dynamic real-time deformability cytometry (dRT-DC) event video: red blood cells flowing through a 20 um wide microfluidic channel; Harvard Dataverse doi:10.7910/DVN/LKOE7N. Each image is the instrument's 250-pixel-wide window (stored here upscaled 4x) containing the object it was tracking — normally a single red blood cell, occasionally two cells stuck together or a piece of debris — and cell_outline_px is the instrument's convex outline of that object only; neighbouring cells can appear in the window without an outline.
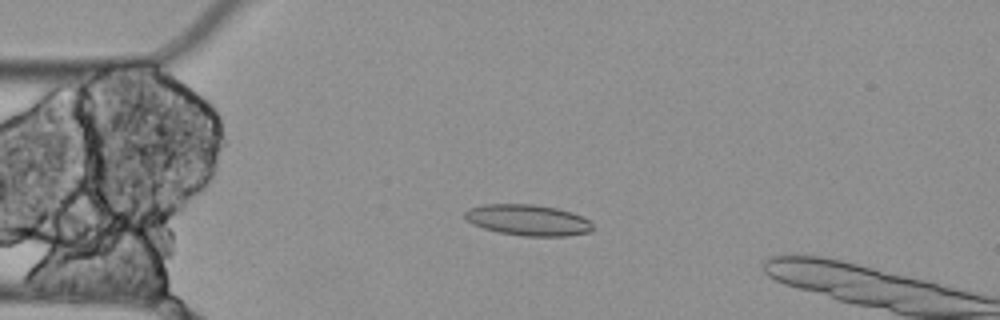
{"species": "Egyptian fruit bat (a non-hibernating species)", "species_latin": "Rousettus aegyptiacus", "temperature_condition": "cold", "stored_images_in_passage": 3, "camera_frame_rate_fps": 3000, "um_per_image_px": 0.085, "animal": {"sex": "female"}, "frame": {"image": 1, "passage_image": 2, "time_ms": 0.333, "image_size_px": [1000, 320], "cell_outline_px": [[592, 228], [588, 232], [568, 236], [524, 236], [500, 232], [484, 228], [472, 224], [464, 216], [464, 212], [468, 208], [484, 204], [532, 204], [556, 208], [572, 212], [588, 220], [592, 224]], "centroid_in_image_um": [44.85, 18.7], "position_along_channel_um": 40.2, "area_um2": 22.95}}